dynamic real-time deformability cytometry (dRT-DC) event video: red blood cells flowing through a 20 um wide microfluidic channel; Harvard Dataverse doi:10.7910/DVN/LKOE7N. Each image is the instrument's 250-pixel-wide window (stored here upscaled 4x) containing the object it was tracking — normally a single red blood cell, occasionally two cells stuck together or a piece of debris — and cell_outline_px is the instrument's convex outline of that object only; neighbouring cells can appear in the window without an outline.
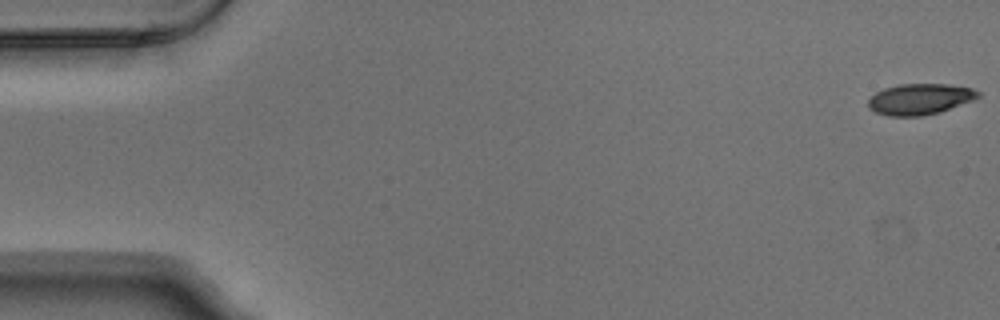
{"species": "Egyptian fruit bat (a non-hibernating species)", "species_latin": "Rousettus aegyptiacus", "temperature_condition": "warm", "stored_images_in_passage": 3, "camera_frame_rate_fps": 3000, "um_per_image_px": 0.085, "animal": {"sex": "male"}, "frame": {"image": 1, "passage_image": 1, "time_ms": 0.0, "image_size_px": [1000, 320], "cell_outline_px": [[980, 96], [976, 100], [940, 112], [924, 116], [888, 116], [876, 112], [868, 108], [868, 100], [876, 92], [884, 88], [900, 84], [948, 84], [972, 88], [980, 92]], "centroid_in_image_um": [78.22, 8.43], "position_along_channel_um": 6.8, "area_um2": 20.06}}